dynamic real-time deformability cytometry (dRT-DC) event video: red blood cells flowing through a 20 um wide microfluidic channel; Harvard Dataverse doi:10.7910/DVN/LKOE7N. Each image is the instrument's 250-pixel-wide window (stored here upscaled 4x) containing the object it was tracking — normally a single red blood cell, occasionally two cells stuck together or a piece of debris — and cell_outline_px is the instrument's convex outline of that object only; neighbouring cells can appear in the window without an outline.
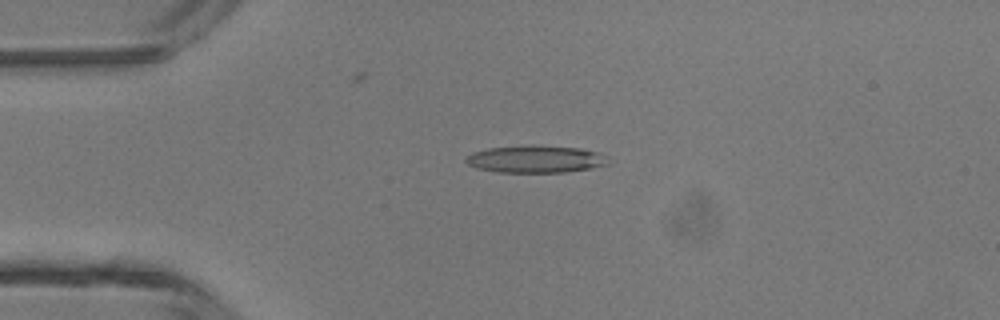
{"species": "common noctule bat (a hibernating species)", "species_latin": "Nyctalus noctula", "temperature_condition": "room temperature", "stored_images_in_passage": 37, "camera_frame_rate_fps": 3000, "um_per_image_px": 0.085, "animal": {"sex": "male", "body_mass_g": 13.3}, "frame": {"image": 1, "passage_image": 1, "time_ms": 0.0, "image_size_px": [1000, 320], "cell_outline_px": [[608, 164], [592, 168], [564, 172], [496, 172], [480, 168], [468, 164], [464, 160], [472, 152], [488, 148], [580, 148], [600, 152]], "centroid_in_image_um": [45.52, 13.57], "position_along_channel_um": 39.5, "area_um2": 21.27}}
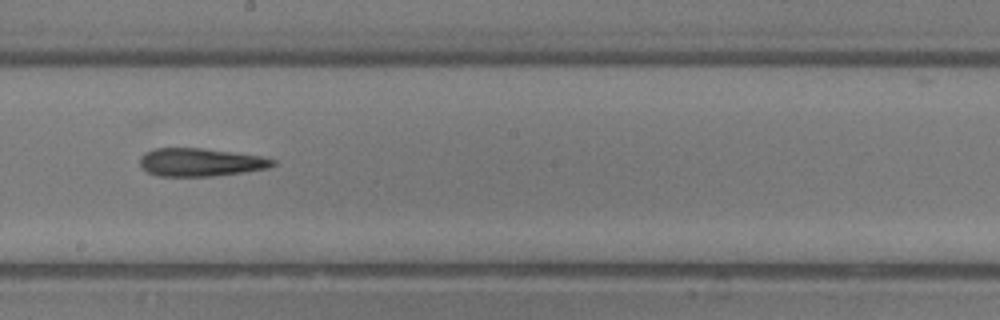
{"frame": {"image": 2, "passage_image": 16, "time_ms": 5.0, "image_size_px": [1000, 320], "cell_outline_px": [[276, 164], [268, 168], [244, 172], [212, 176], [156, 176], [148, 172], [140, 164], [140, 156], [144, 152], [156, 148], [200, 148], [232, 152], [260, 156], [276, 160]], "centroid_in_image_um": [17.03, 13.79], "position_along_channel_um": 231.2, "area_um2": 21.68}}
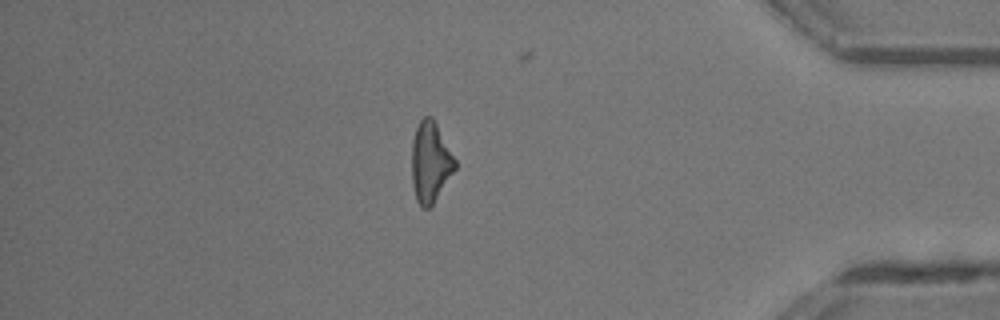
{"frame": {"image": 3, "passage_image": 30, "time_ms": 9.667, "image_size_px": [1000, 320], "cell_outline_px": [[456, 168], [432, 204], [428, 208], [424, 208], [416, 200], [412, 184], [412, 140], [416, 128], [420, 120], [424, 116], [432, 116], [456, 160]], "centroid_in_image_um": [36.57, 13.76], "position_along_channel_um": 398.6, "area_um2": 20.06}, "authors_computed_cell_mechanics": {"area_um2": 21.386, "velocity_mm_per_s": 4.399, "shape_relaxation_time_tau1_ms": 7.7422, "shape_relaxation_time_tau2_ms": 6.5394, "deformation_change_tau1": 0.2302, "deformation_change_tau2": 0.2579}}